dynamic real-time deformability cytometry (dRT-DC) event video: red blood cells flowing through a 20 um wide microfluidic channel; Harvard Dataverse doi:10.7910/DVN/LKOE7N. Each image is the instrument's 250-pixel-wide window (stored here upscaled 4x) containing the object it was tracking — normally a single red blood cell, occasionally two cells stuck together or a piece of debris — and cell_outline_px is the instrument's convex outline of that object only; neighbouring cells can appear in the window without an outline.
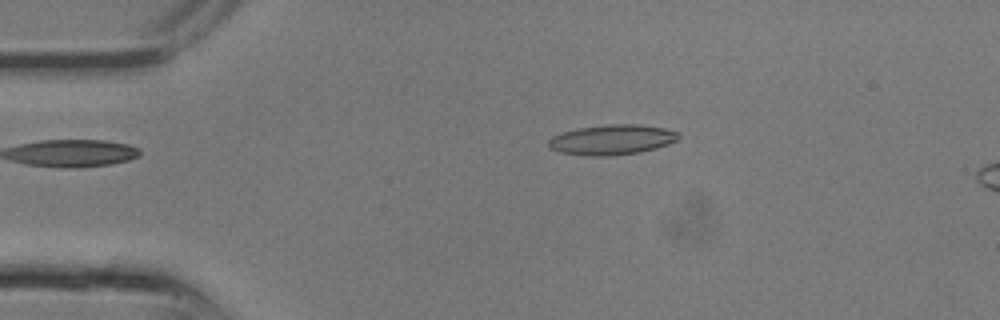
{"species": "common noctule bat (a hibernating species)", "species_latin": "Nyctalus noctula", "temperature_condition": "room temperature", "stored_images_in_passage": 6, "camera_frame_rate_fps": 3000, "um_per_image_px": 0.085, "animal": {"sex": "male", "body_mass_g": 13.3}, "frame": {"image": 1, "passage_image": 6, "time_ms": 1.667, "image_size_px": [1000, 320], "cell_outline_px": [[680, 136], [676, 140], [668, 144], [656, 148], [640, 152], [612, 156], [592, 156], [560, 152], [548, 148], [548, 140], [552, 136], [564, 132], [580, 128], [604, 124], [640, 124], [664, 128], [680, 132]], "centroid_in_image_um": [52.03, 11.87], "position_along_channel_um": 33.0, "area_um2": 22.89}}